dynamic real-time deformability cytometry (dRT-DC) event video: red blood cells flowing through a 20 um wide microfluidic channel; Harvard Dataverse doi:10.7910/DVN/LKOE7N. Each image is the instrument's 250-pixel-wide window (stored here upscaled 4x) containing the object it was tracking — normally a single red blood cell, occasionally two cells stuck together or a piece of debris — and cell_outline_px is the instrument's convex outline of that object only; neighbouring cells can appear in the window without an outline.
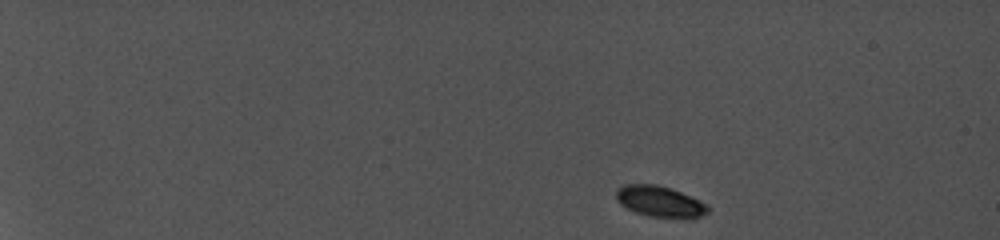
{"species": "common noctule bat (a hibernating species)", "species_latin": "Nyctalus noctula", "temperature_condition": "cold", "stored_images_in_passage": 32, "camera_frame_rate_fps": 5000, "um_per_image_px": 0.085, "animal": {"sex": "female", "body_mass_g": 19.0, "forearm_length_mm": 56.7}, "frame": {"image": 1, "passage_image": 1, "time_ms": 0.0, "image_size_px": [1000, 240], "cell_outline_px": [[708, 212], [692, 220], [684, 220], [648, 216], [636, 212], [620, 204], [616, 200], [616, 188], [624, 184], [656, 184], [672, 188], [700, 200], [708, 204]], "centroid_in_image_um": [56.12, 17.15], "position_along_channel_um": 28.9, "area_um2": 17.11}}
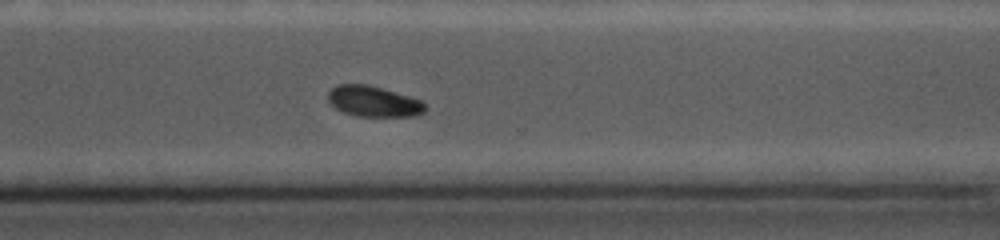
{"frame": {"image": 2, "passage_image": 26, "time_ms": 12.4, "image_size_px": [1000, 240], "cell_outline_px": [[424, 112], [416, 116], [356, 116], [344, 112], [336, 108], [328, 100], [328, 92], [336, 84], [368, 84], [424, 100]], "centroid_in_image_um": [31.76, 8.61], "position_along_channel_um": 338.8, "area_um2": 17.4}}
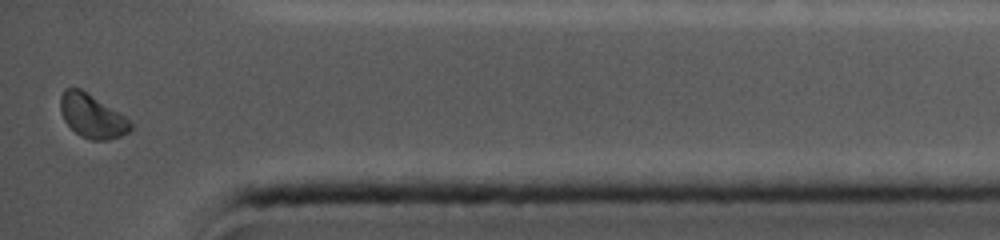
{"frame": {"image": 3, "passage_image": 32, "time_ms": 14.8, "image_size_px": [1000, 240], "cell_outline_px": [[132, 128], [128, 132], [120, 136], [108, 140], [92, 140], [80, 136], [64, 120], [60, 108], [60, 96], [64, 88], [80, 88], [124, 116], [132, 124]], "centroid_in_image_um": [7.8, 9.87], "position_along_channel_um": 427.4, "area_um2": 17.51}, "authors_computed_cell_mechanics": {"area_um2": 17.8602, "velocity_mm_per_s": 3.8202, "shape_relaxation_time_tau1_ms": 1.6787, "shape_relaxation_time_tau2_ms": null, "deformation_change_tau1": 0.0735, "deformation_change_tau2": null}}